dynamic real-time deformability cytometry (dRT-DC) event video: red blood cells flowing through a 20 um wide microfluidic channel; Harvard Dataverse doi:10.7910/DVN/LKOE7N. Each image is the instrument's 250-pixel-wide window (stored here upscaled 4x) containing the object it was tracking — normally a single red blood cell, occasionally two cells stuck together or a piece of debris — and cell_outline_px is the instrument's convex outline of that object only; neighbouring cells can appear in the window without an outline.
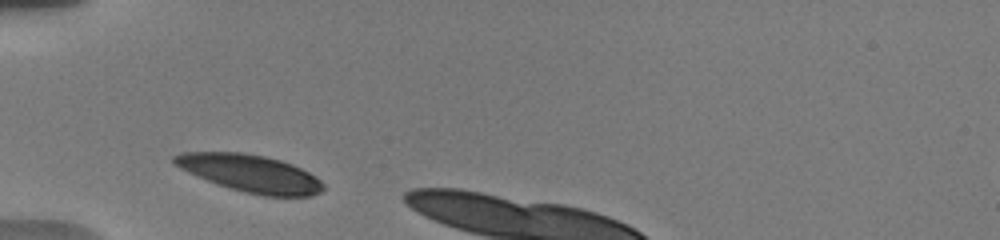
{"species": "human", "species_latin": "Homo sapiens", "temperature_condition": "warm", "stored_images_in_passage": 17, "camera_frame_rate_fps": 3000, "um_per_image_px": 0.085, "donor": {"sex": "male"}, "frame": {"image": 1, "passage_image": 1, "time_ms": 0.0, "image_size_px": [1000, 240], "cell_outline_px": [[324, 188], [320, 192], [308, 196], [264, 196], [244, 192], [208, 180], [188, 172], [180, 168], [172, 160], [172, 156], [184, 152], [244, 152], [264, 156], [280, 160], [292, 164], [316, 176], [324, 184]], "centroid_in_image_um": [21.29, 14.72], "position_along_channel_um": 63.7, "area_um2": 32.08}}
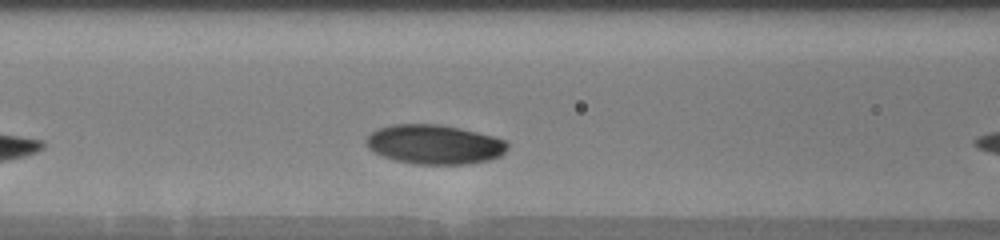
{"frame": {"image": 2, "passage_image": 9, "time_ms": 2.0, "image_size_px": [1000, 240], "cell_outline_px": [[508, 148], [500, 156], [488, 160], [464, 164], [416, 164], [396, 160], [384, 156], [368, 148], [364, 144], [364, 140], [372, 132], [380, 128], [396, 124], [440, 124], [460, 128], [492, 136], [504, 140], [508, 144]], "centroid_in_image_um": [36.92, 12.27], "position_along_channel_um": 129.7, "area_um2": 32.19}}
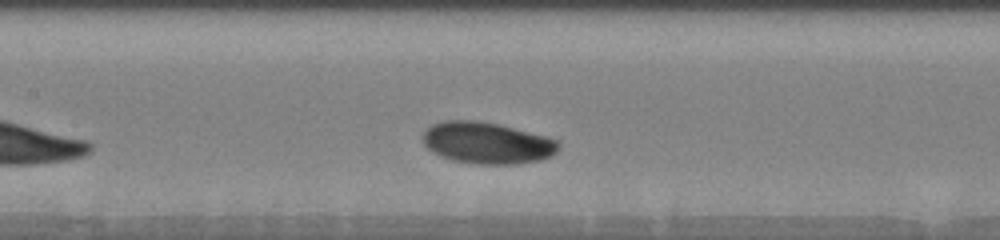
{"frame": {"image": 3, "passage_image": 14, "time_ms": 3.0, "image_size_px": [1000, 240], "cell_outline_px": [[560, 148], [552, 156], [540, 160], [516, 164], [476, 164], [452, 160], [440, 156], [432, 152], [424, 144], [420, 136], [424, 128], [432, 124], [444, 120], [476, 120], [496, 124], [548, 136], [556, 140], [560, 144]], "centroid_in_image_um": [41.36, 12.14], "position_along_channel_um": 166.0, "area_um2": 33.29}}